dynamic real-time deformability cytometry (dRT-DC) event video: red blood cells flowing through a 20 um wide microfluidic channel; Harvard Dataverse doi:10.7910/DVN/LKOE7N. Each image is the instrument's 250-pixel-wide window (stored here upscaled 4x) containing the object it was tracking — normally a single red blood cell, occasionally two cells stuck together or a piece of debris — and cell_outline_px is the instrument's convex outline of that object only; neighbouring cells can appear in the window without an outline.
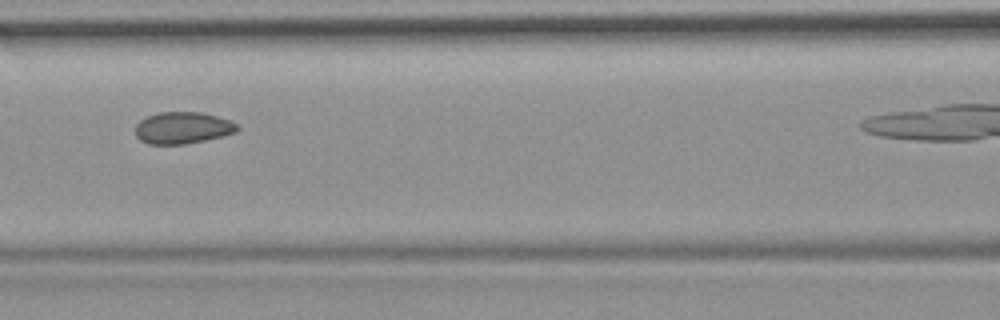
{"species": "common noctule bat (a hibernating species)", "species_latin": "Nyctalus noctula", "temperature_condition": "room temperature", "stored_images_in_passage": 11, "camera_frame_rate_fps": 3000, "um_per_image_px": 0.085, "animal": {"sex": "female", "body_mass_g": 19.9}, "frame": {"image": 1, "passage_image": 5, "time_ms": 5.667, "image_size_px": [1000, 320], "cell_outline_px": [[240, 128], [236, 132], [224, 136], [184, 144], [148, 144], [140, 140], [136, 136], [136, 124], [140, 120], [148, 116], [160, 112], [204, 112], [228, 120], [236, 124]], "centroid_in_image_um": [15.52, 10.87], "position_along_channel_um": 151.1, "area_um2": 18.84}}